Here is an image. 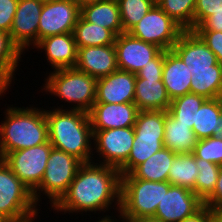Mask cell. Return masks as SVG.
<instances>
[{
	"label": "cell",
	"mask_w": 222,
	"mask_h": 222,
	"mask_svg": "<svg viewBox=\"0 0 222 222\" xmlns=\"http://www.w3.org/2000/svg\"><path fill=\"white\" fill-rule=\"evenodd\" d=\"M120 207V171L92 161L81 165L67 192L52 208L53 213L55 211L62 215L81 213L83 216L88 212L90 215L98 214V217L102 213V217H105L109 216L108 213H120ZM112 208L116 211L113 212Z\"/></svg>",
	"instance_id": "obj_1"
},
{
	"label": "cell",
	"mask_w": 222,
	"mask_h": 222,
	"mask_svg": "<svg viewBox=\"0 0 222 222\" xmlns=\"http://www.w3.org/2000/svg\"><path fill=\"white\" fill-rule=\"evenodd\" d=\"M45 115L52 147L75 156L83 163L92 162L93 132L88 112L46 106Z\"/></svg>",
	"instance_id": "obj_2"
},
{
	"label": "cell",
	"mask_w": 222,
	"mask_h": 222,
	"mask_svg": "<svg viewBox=\"0 0 222 222\" xmlns=\"http://www.w3.org/2000/svg\"><path fill=\"white\" fill-rule=\"evenodd\" d=\"M9 105L0 122V159L9 152L31 148L49 141L45 109L36 105Z\"/></svg>",
	"instance_id": "obj_3"
},
{
	"label": "cell",
	"mask_w": 222,
	"mask_h": 222,
	"mask_svg": "<svg viewBox=\"0 0 222 222\" xmlns=\"http://www.w3.org/2000/svg\"><path fill=\"white\" fill-rule=\"evenodd\" d=\"M41 86V92L59 97L61 103L56 109L81 110L89 112L96 100L95 77L81 72L76 68H62L53 70L47 74ZM67 103V105H65ZM59 104V106H58ZM73 105V106H72ZM67 106V107H65Z\"/></svg>",
	"instance_id": "obj_4"
},
{
	"label": "cell",
	"mask_w": 222,
	"mask_h": 222,
	"mask_svg": "<svg viewBox=\"0 0 222 222\" xmlns=\"http://www.w3.org/2000/svg\"><path fill=\"white\" fill-rule=\"evenodd\" d=\"M167 111H139L134 125V142L126 163L119 169L121 176L164 147V127Z\"/></svg>",
	"instance_id": "obj_5"
},
{
	"label": "cell",
	"mask_w": 222,
	"mask_h": 222,
	"mask_svg": "<svg viewBox=\"0 0 222 222\" xmlns=\"http://www.w3.org/2000/svg\"><path fill=\"white\" fill-rule=\"evenodd\" d=\"M40 210L30 189L0 159V216L8 222H25L39 217Z\"/></svg>",
	"instance_id": "obj_6"
},
{
	"label": "cell",
	"mask_w": 222,
	"mask_h": 222,
	"mask_svg": "<svg viewBox=\"0 0 222 222\" xmlns=\"http://www.w3.org/2000/svg\"><path fill=\"white\" fill-rule=\"evenodd\" d=\"M163 196L164 182L136 179L130 174L122 175L120 214L126 222L154 216Z\"/></svg>",
	"instance_id": "obj_7"
},
{
	"label": "cell",
	"mask_w": 222,
	"mask_h": 222,
	"mask_svg": "<svg viewBox=\"0 0 222 222\" xmlns=\"http://www.w3.org/2000/svg\"><path fill=\"white\" fill-rule=\"evenodd\" d=\"M82 164L83 162L75 156L52 148L43 179L40 185L32 192L36 204L40 207L39 203L42 198L46 200L48 198L49 203L47 204H50L52 210V207L67 192ZM44 195L45 197H43Z\"/></svg>",
	"instance_id": "obj_8"
},
{
	"label": "cell",
	"mask_w": 222,
	"mask_h": 222,
	"mask_svg": "<svg viewBox=\"0 0 222 222\" xmlns=\"http://www.w3.org/2000/svg\"><path fill=\"white\" fill-rule=\"evenodd\" d=\"M92 132V161L119 170L126 163L131 152L134 142V127L92 130Z\"/></svg>",
	"instance_id": "obj_9"
},
{
	"label": "cell",
	"mask_w": 222,
	"mask_h": 222,
	"mask_svg": "<svg viewBox=\"0 0 222 222\" xmlns=\"http://www.w3.org/2000/svg\"><path fill=\"white\" fill-rule=\"evenodd\" d=\"M184 30L157 4L128 33L162 50H170Z\"/></svg>",
	"instance_id": "obj_10"
},
{
	"label": "cell",
	"mask_w": 222,
	"mask_h": 222,
	"mask_svg": "<svg viewBox=\"0 0 222 222\" xmlns=\"http://www.w3.org/2000/svg\"><path fill=\"white\" fill-rule=\"evenodd\" d=\"M52 144L46 143L9 152L3 161L12 172L33 192L41 183Z\"/></svg>",
	"instance_id": "obj_11"
},
{
	"label": "cell",
	"mask_w": 222,
	"mask_h": 222,
	"mask_svg": "<svg viewBox=\"0 0 222 222\" xmlns=\"http://www.w3.org/2000/svg\"><path fill=\"white\" fill-rule=\"evenodd\" d=\"M81 14L75 0H52L43 3L39 17L38 42L48 36L73 33Z\"/></svg>",
	"instance_id": "obj_12"
},
{
	"label": "cell",
	"mask_w": 222,
	"mask_h": 222,
	"mask_svg": "<svg viewBox=\"0 0 222 222\" xmlns=\"http://www.w3.org/2000/svg\"><path fill=\"white\" fill-rule=\"evenodd\" d=\"M203 205V201L193 191L164 181V196L153 217L164 222H180Z\"/></svg>",
	"instance_id": "obj_13"
},
{
	"label": "cell",
	"mask_w": 222,
	"mask_h": 222,
	"mask_svg": "<svg viewBox=\"0 0 222 222\" xmlns=\"http://www.w3.org/2000/svg\"><path fill=\"white\" fill-rule=\"evenodd\" d=\"M42 7L43 3L36 0H19L10 35L24 54L38 43V25Z\"/></svg>",
	"instance_id": "obj_14"
},
{
	"label": "cell",
	"mask_w": 222,
	"mask_h": 222,
	"mask_svg": "<svg viewBox=\"0 0 222 222\" xmlns=\"http://www.w3.org/2000/svg\"><path fill=\"white\" fill-rule=\"evenodd\" d=\"M114 45L118 69L134 74L162 51L158 46L137 39L128 32L116 36Z\"/></svg>",
	"instance_id": "obj_15"
},
{
	"label": "cell",
	"mask_w": 222,
	"mask_h": 222,
	"mask_svg": "<svg viewBox=\"0 0 222 222\" xmlns=\"http://www.w3.org/2000/svg\"><path fill=\"white\" fill-rule=\"evenodd\" d=\"M172 50L193 71L214 70L217 58L203 40L192 30L183 31Z\"/></svg>",
	"instance_id": "obj_16"
},
{
	"label": "cell",
	"mask_w": 222,
	"mask_h": 222,
	"mask_svg": "<svg viewBox=\"0 0 222 222\" xmlns=\"http://www.w3.org/2000/svg\"><path fill=\"white\" fill-rule=\"evenodd\" d=\"M139 110L135 103L95 102L88 112L92 130L134 127Z\"/></svg>",
	"instance_id": "obj_17"
},
{
	"label": "cell",
	"mask_w": 222,
	"mask_h": 222,
	"mask_svg": "<svg viewBox=\"0 0 222 222\" xmlns=\"http://www.w3.org/2000/svg\"><path fill=\"white\" fill-rule=\"evenodd\" d=\"M136 74L117 69L96 81V100L101 103H134Z\"/></svg>",
	"instance_id": "obj_18"
},
{
	"label": "cell",
	"mask_w": 222,
	"mask_h": 222,
	"mask_svg": "<svg viewBox=\"0 0 222 222\" xmlns=\"http://www.w3.org/2000/svg\"><path fill=\"white\" fill-rule=\"evenodd\" d=\"M74 68L96 79L111 74L118 69L115 45L78 48Z\"/></svg>",
	"instance_id": "obj_19"
},
{
	"label": "cell",
	"mask_w": 222,
	"mask_h": 222,
	"mask_svg": "<svg viewBox=\"0 0 222 222\" xmlns=\"http://www.w3.org/2000/svg\"><path fill=\"white\" fill-rule=\"evenodd\" d=\"M45 53L51 69L74 68L77 62V47L73 33L52 35L41 39L34 47Z\"/></svg>",
	"instance_id": "obj_20"
},
{
	"label": "cell",
	"mask_w": 222,
	"mask_h": 222,
	"mask_svg": "<svg viewBox=\"0 0 222 222\" xmlns=\"http://www.w3.org/2000/svg\"><path fill=\"white\" fill-rule=\"evenodd\" d=\"M192 73L181 58L172 50H164L162 81L170 100L191 93Z\"/></svg>",
	"instance_id": "obj_21"
},
{
	"label": "cell",
	"mask_w": 222,
	"mask_h": 222,
	"mask_svg": "<svg viewBox=\"0 0 222 222\" xmlns=\"http://www.w3.org/2000/svg\"><path fill=\"white\" fill-rule=\"evenodd\" d=\"M134 103L139 111H168L171 100L162 79L138 78L136 76Z\"/></svg>",
	"instance_id": "obj_22"
},
{
	"label": "cell",
	"mask_w": 222,
	"mask_h": 222,
	"mask_svg": "<svg viewBox=\"0 0 222 222\" xmlns=\"http://www.w3.org/2000/svg\"><path fill=\"white\" fill-rule=\"evenodd\" d=\"M86 21L111 30L116 36L123 33L117 0L91 2L81 5V14Z\"/></svg>",
	"instance_id": "obj_23"
},
{
	"label": "cell",
	"mask_w": 222,
	"mask_h": 222,
	"mask_svg": "<svg viewBox=\"0 0 222 222\" xmlns=\"http://www.w3.org/2000/svg\"><path fill=\"white\" fill-rule=\"evenodd\" d=\"M177 153L163 147L146 161L136 166L129 174L136 179L154 182L168 181L169 169Z\"/></svg>",
	"instance_id": "obj_24"
},
{
	"label": "cell",
	"mask_w": 222,
	"mask_h": 222,
	"mask_svg": "<svg viewBox=\"0 0 222 222\" xmlns=\"http://www.w3.org/2000/svg\"><path fill=\"white\" fill-rule=\"evenodd\" d=\"M164 147L177 154L192 153L197 137L189 125L177 122L169 113L165 116Z\"/></svg>",
	"instance_id": "obj_25"
},
{
	"label": "cell",
	"mask_w": 222,
	"mask_h": 222,
	"mask_svg": "<svg viewBox=\"0 0 222 222\" xmlns=\"http://www.w3.org/2000/svg\"><path fill=\"white\" fill-rule=\"evenodd\" d=\"M222 114V98L207 99L196 113L193 132L197 139L217 136Z\"/></svg>",
	"instance_id": "obj_26"
},
{
	"label": "cell",
	"mask_w": 222,
	"mask_h": 222,
	"mask_svg": "<svg viewBox=\"0 0 222 222\" xmlns=\"http://www.w3.org/2000/svg\"><path fill=\"white\" fill-rule=\"evenodd\" d=\"M24 55L21 49L13 42L10 33L0 30V79L9 88L13 87L15 80H17L15 79L17 78L15 73L19 70V64ZM12 84L13 86H11Z\"/></svg>",
	"instance_id": "obj_27"
},
{
	"label": "cell",
	"mask_w": 222,
	"mask_h": 222,
	"mask_svg": "<svg viewBox=\"0 0 222 222\" xmlns=\"http://www.w3.org/2000/svg\"><path fill=\"white\" fill-rule=\"evenodd\" d=\"M76 47L107 46L115 43L116 35L109 29L86 21L81 15L73 30Z\"/></svg>",
	"instance_id": "obj_28"
},
{
	"label": "cell",
	"mask_w": 222,
	"mask_h": 222,
	"mask_svg": "<svg viewBox=\"0 0 222 222\" xmlns=\"http://www.w3.org/2000/svg\"><path fill=\"white\" fill-rule=\"evenodd\" d=\"M199 169L196 166V158L192 153L176 154L169 169L168 182L187 188L195 193V181Z\"/></svg>",
	"instance_id": "obj_29"
},
{
	"label": "cell",
	"mask_w": 222,
	"mask_h": 222,
	"mask_svg": "<svg viewBox=\"0 0 222 222\" xmlns=\"http://www.w3.org/2000/svg\"><path fill=\"white\" fill-rule=\"evenodd\" d=\"M191 93L207 99L222 98V66L217 63L214 70L193 71Z\"/></svg>",
	"instance_id": "obj_30"
},
{
	"label": "cell",
	"mask_w": 222,
	"mask_h": 222,
	"mask_svg": "<svg viewBox=\"0 0 222 222\" xmlns=\"http://www.w3.org/2000/svg\"><path fill=\"white\" fill-rule=\"evenodd\" d=\"M207 100L204 96L188 93L171 100L168 113L179 123L193 129L196 124V113Z\"/></svg>",
	"instance_id": "obj_31"
},
{
	"label": "cell",
	"mask_w": 222,
	"mask_h": 222,
	"mask_svg": "<svg viewBox=\"0 0 222 222\" xmlns=\"http://www.w3.org/2000/svg\"><path fill=\"white\" fill-rule=\"evenodd\" d=\"M156 4L184 31H193L196 0H156Z\"/></svg>",
	"instance_id": "obj_32"
},
{
	"label": "cell",
	"mask_w": 222,
	"mask_h": 222,
	"mask_svg": "<svg viewBox=\"0 0 222 222\" xmlns=\"http://www.w3.org/2000/svg\"><path fill=\"white\" fill-rule=\"evenodd\" d=\"M196 166L199 173L195 181V194L204 202L215 189L220 165L196 158Z\"/></svg>",
	"instance_id": "obj_33"
},
{
	"label": "cell",
	"mask_w": 222,
	"mask_h": 222,
	"mask_svg": "<svg viewBox=\"0 0 222 222\" xmlns=\"http://www.w3.org/2000/svg\"><path fill=\"white\" fill-rule=\"evenodd\" d=\"M123 33L128 32L156 4V0H117Z\"/></svg>",
	"instance_id": "obj_34"
},
{
	"label": "cell",
	"mask_w": 222,
	"mask_h": 222,
	"mask_svg": "<svg viewBox=\"0 0 222 222\" xmlns=\"http://www.w3.org/2000/svg\"><path fill=\"white\" fill-rule=\"evenodd\" d=\"M192 154L195 158L222 165V138L211 136L198 140Z\"/></svg>",
	"instance_id": "obj_35"
},
{
	"label": "cell",
	"mask_w": 222,
	"mask_h": 222,
	"mask_svg": "<svg viewBox=\"0 0 222 222\" xmlns=\"http://www.w3.org/2000/svg\"><path fill=\"white\" fill-rule=\"evenodd\" d=\"M220 11H222V0H196L193 16V30L207 17L211 16L213 12Z\"/></svg>",
	"instance_id": "obj_36"
},
{
	"label": "cell",
	"mask_w": 222,
	"mask_h": 222,
	"mask_svg": "<svg viewBox=\"0 0 222 222\" xmlns=\"http://www.w3.org/2000/svg\"><path fill=\"white\" fill-rule=\"evenodd\" d=\"M216 55L217 62L222 66V32L221 31H194Z\"/></svg>",
	"instance_id": "obj_37"
},
{
	"label": "cell",
	"mask_w": 222,
	"mask_h": 222,
	"mask_svg": "<svg viewBox=\"0 0 222 222\" xmlns=\"http://www.w3.org/2000/svg\"><path fill=\"white\" fill-rule=\"evenodd\" d=\"M19 0H0V30L10 33Z\"/></svg>",
	"instance_id": "obj_38"
},
{
	"label": "cell",
	"mask_w": 222,
	"mask_h": 222,
	"mask_svg": "<svg viewBox=\"0 0 222 222\" xmlns=\"http://www.w3.org/2000/svg\"><path fill=\"white\" fill-rule=\"evenodd\" d=\"M164 50L136 73L138 78L162 79Z\"/></svg>",
	"instance_id": "obj_39"
},
{
	"label": "cell",
	"mask_w": 222,
	"mask_h": 222,
	"mask_svg": "<svg viewBox=\"0 0 222 222\" xmlns=\"http://www.w3.org/2000/svg\"><path fill=\"white\" fill-rule=\"evenodd\" d=\"M210 209L222 207V165L218 174L217 183L213 193L203 202Z\"/></svg>",
	"instance_id": "obj_40"
},
{
	"label": "cell",
	"mask_w": 222,
	"mask_h": 222,
	"mask_svg": "<svg viewBox=\"0 0 222 222\" xmlns=\"http://www.w3.org/2000/svg\"><path fill=\"white\" fill-rule=\"evenodd\" d=\"M193 31H221L222 32V11L213 12Z\"/></svg>",
	"instance_id": "obj_41"
},
{
	"label": "cell",
	"mask_w": 222,
	"mask_h": 222,
	"mask_svg": "<svg viewBox=\"0 0 222 222\" xmlns=\"http://www.w3.org/2000/svg\"><path fill=\"white\" fill-rule=\"evenodd\" d=\"M180 222H212L211 209L206 205H203L193 215L184 218Z\"/></svg>",
	"instance_id": "obj_42"
},
{
	"label": "cell",
	"mask_w": 222,
	"mask_h": 222,
	"mask_svg": "<svg viewBox=\"0 0 222 222\" xmlns=\"http://www.w3.org/2000/svg\"><path fill=\"white\" fill-rule=\"evenodd\" d=\"M97 219L98 221L96 220V222H126V220L122 217L120 213H117L111 216L110 215L105 216V217L100 216V217H97Z\"/></svg>",
	"instance_id": "obj_43"
},
{
	"label": "cell",
	"mask_w": 222,
	"mask_h": 222,
	"mask_svg": "<svg viewBox=\"0 0 222 222\" xmlns=\"http://www.w3.org/2000/svg\"><path fill=\"white\" fill-rule=\"evenodd\" d=\"M212 222H222V207L211 209Z\"/></svg>",
	"instance_id": "obj_44"
},
{
	"label": "cell",
	"mask_w": 222,
	"mask_h": 222,
	"mask_svg": "<svg viewBox=\"0 0 222 222\" xmlns=\"http://www.w3.org/2000/svg\"><path fill=\"white\" fill-rule=\"evenodd\" d=\"M132 222H164V221L151 216V217H142V218L133 220Z\"/></svg>",
	"instance_id": "obj_45"
},
{
	"label": "cell",
	"mask_w": 222,
	"mask_h": 222,
	"mask_svg": "<svg viewBox=\"0 0 222 222\" xmlns=\"http://www.w3.org/2000/svg\"><path fill=\"white\" fill-rule=\"evenodd\" d=\"M9 91V87L0 79V99H2V95L3 97L6 96L5 94H7L6 92Z\"/></svg>",
	"instance_id": "obj_46"
},
{
	"label": "cell",
	"mask_w": 222,
	"mask_h": 222,
	"mask_svg": "<svg viewBox=\"0 0 222 222\" xmlns=\"http://www.w3.org/2000/svg\"><path fill=\"white\" fill-rule=\"evenodd\" d=\"M78 4L83 5V4H88L91 2H99V1H107V0H75Z\"/></svg>",
	"instance_id": "obj_47"
},
{
	"label": "cell",
	"mask_w": 222,
	"mask_h": 222,
	"mask_svg": "<svg viewBox=\"0 0 222 222\" xmlns=\"http://www.w3.org/2000/svg\"><path fill=\"white\" fill-rule=\"evenodd\" d=\"M216 137L222 138V114H221V121H220V126H219V133Z\"/></svg>",
	"instance_id": "obj_48"
},
{
	"label": "cell",
	"mask_w": 222,
	"mask_h": 222,
	"mask_svg": "<svg viewBox=\"0 0 222 222\" xmlns=\"http://www.w3.org/2000/svg\"><path fill=\"white\" fill-rule=\"evenodd\" d=\"M37 219H38V217L32 218V219H30V220H28V221H25V222H35ZM34 220H35V221H34Z\"/></svg>",
	"instance_id": "obj_49"
},
{
	"label": "cell",
	"mask_w": 222,
	"mask_h": 222,
	"mask_svg": "<svg viewBox=\"0 0 222 222\" xmlns=\"http://www.w3.org/2000/svg\"><path fill=\"white\" fill-rule=\"evenodd\" d=\"M36 1H39V2H42V3H47V2L52 1V0H36Z\"/></svg>",
	"instance_id": "obj_50"
},
{
	"label": "cell",
	"mask_w": 222,
	"mask_h": 222,
	"mask_svg": "<svg viewBox=\"0 0 222 222\" xmlns=\"http://www.w3.org/2000/svg\"><path fill=\"white\" fill-rule=\"evenodd\" d=\"M0 222H8V221H6L4 218H2V217L0 216Z\"/></svg>",
	"instance_id": "obj_51"
}]
</instances>
